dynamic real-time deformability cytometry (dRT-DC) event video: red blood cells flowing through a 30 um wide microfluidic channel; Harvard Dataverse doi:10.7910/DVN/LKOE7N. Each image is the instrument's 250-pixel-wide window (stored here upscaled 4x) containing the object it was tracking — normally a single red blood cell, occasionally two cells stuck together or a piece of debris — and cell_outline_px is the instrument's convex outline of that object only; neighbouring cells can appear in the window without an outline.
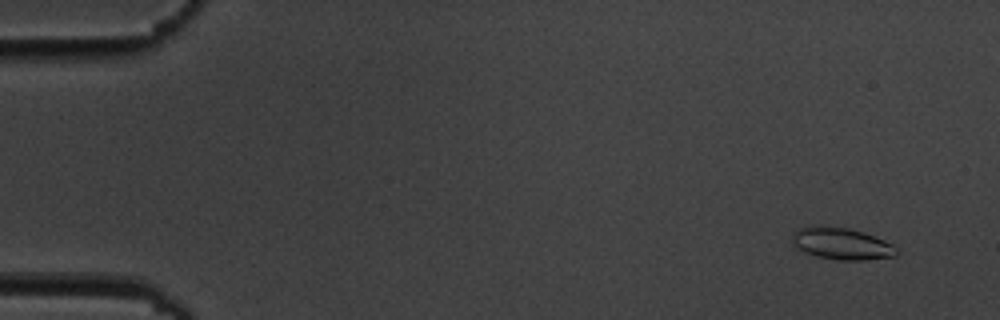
{"species": "common noctule bat (a hibernating species)", "species_latin": "Nyctalus noctula", "temperature_condition": "cold", "stored_images_in_passage": 6, "camera_frame_rate_fps": 3000, "um_per_image_px": 0.085, "animal": {"sex": "male", "body_mass_g": 19.5, "forearm_length_mm": 54.6}, "frame": {"image": 1, "passage_image": 2, "time_ms": 1.0, "image_size_px": [1000, 320], "cell_outline_px": [[900, 252], [896, 256], [864, 260], [836, 260], [816, 256], [796, 248], [792, 244], [792, 236], [796, 228], [812, 224], [820, 224], [848, 228], [864, 232], [884, 240], [892, 244]], "centroid_in_image_um": [71.49, 20.68], "position_along_channel_um": 13.5, "area_um2": 19.88}}